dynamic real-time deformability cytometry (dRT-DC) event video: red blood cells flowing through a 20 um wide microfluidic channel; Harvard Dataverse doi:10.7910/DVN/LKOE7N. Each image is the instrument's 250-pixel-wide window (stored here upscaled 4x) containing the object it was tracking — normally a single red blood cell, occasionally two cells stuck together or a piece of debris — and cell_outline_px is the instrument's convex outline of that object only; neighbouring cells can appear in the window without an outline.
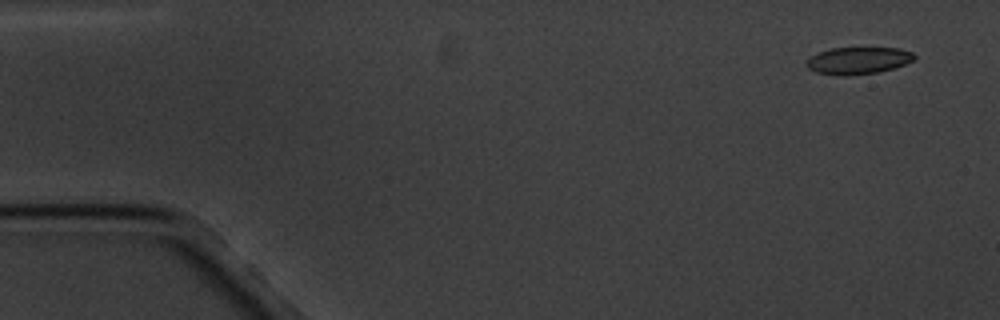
{"species": "common noctule bat (a hibernating species)", "species_latin": "Nyctalus noctula", "temperature_condition": "cold", "stored_images_in_passage": 6, "camera_frame_rate_fps": 3000, "um_per_image_px": 0.085, "animal": {"sex": "male", "body_mass_g": 20.1, "forearm_length_mm": 53.5}, "frame": {"image": 1, "passage_image": 1, "time_ms": 0.0, "image_size_px": [1000, 320], "cell_outline_px": [[916, 56], [912, 60], [904, 64], [880, 72], [848, 76], [816, 72], [808, 68], [804, 64], [812, 56], [820, 52], [832, 48], [896, 48], [912, 52]], "centroid_in_image_um": [72.93, 5.15], "position_along_channel_um": 12.1, "area_um2": 16.76}}
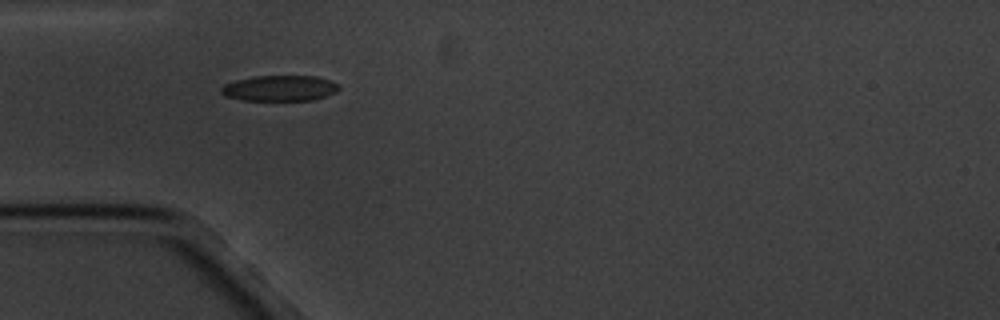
{"frame": {"image": 2, "passage_image": 5, "time_ms": 4.667, "image_size_px": [1000, 320], "cell_outline_px": [[340, 88], [336, 92], [312, 100], [240, 100], [224, 96], [220, 92], [220, 88], [224, 84], [236, 80], [252, 76], [316, 76], [340, 84]], "centroid_in_image_um": [23.74, 7.49], "position_along_channel_um": 61.3, "area_um2": 17.69}}
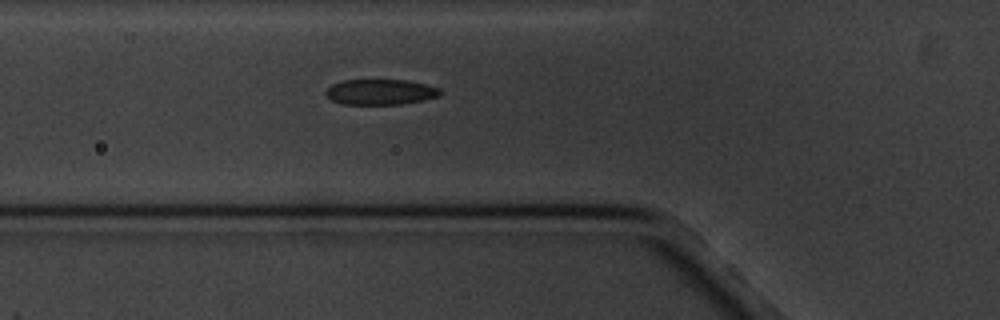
{"frame": {"image": 3, "passage_image": 6, "time_ms": 5.667, "image_size_px": [1000, 320], "cell_outline_px": [[440, 96], [424, 100], [400, 104], [344, 104], [332, 100], [324, 92], [332, 84], [344, 80], [408, 80], [428, 84], [440, 88]], "centroid_in_image_um": [32.37, 7.81], "position_along_channel_um": 93.4, "area_um2": 16.99}}